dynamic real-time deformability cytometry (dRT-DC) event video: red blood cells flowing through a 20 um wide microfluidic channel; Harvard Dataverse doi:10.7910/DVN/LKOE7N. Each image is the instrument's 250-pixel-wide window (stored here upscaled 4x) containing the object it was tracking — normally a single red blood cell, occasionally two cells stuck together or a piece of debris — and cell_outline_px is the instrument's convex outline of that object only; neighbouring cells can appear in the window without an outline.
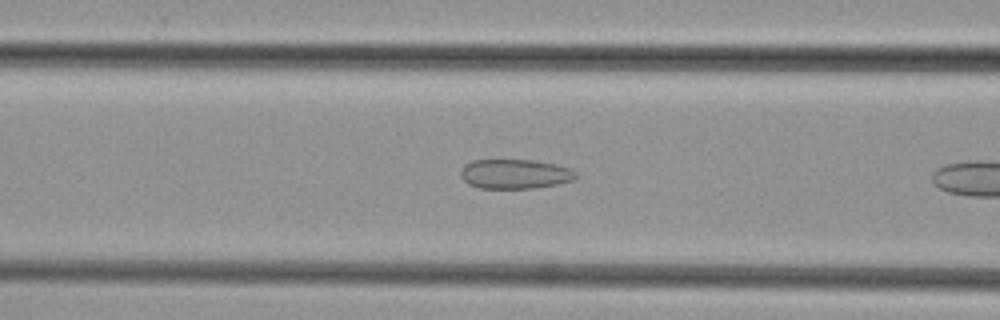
{"species": "common noctule bat (a hibernating species)", "species_latin": "Nyctalus noctula", "temperature_condition": "cold", "stored_images_in_passage": 17, "camera_frame_rate_fps": 3000, "um_per_image_px": 0.085, "animal": {"sex": "female", "body_mass_g": 29.2, "forearm_length_mm": 56.3}, "frame": {"image": 1, "passage_image": 10, "time_ms": 3.0, "image_size_px": [1000, 320], "cell_outline_px": [[580, 176], [572, 180], [556, 184], [532, 188], [480, 188], [468, 184], [460, 176], [460, 172], [464, 164], [472, 160], [532, 160], [556, 164], [572, 168]], "centroid_in_image_um": [43.78, 14.78], "position_along_channel_um": 122.8, "area_um2": 19.94}}